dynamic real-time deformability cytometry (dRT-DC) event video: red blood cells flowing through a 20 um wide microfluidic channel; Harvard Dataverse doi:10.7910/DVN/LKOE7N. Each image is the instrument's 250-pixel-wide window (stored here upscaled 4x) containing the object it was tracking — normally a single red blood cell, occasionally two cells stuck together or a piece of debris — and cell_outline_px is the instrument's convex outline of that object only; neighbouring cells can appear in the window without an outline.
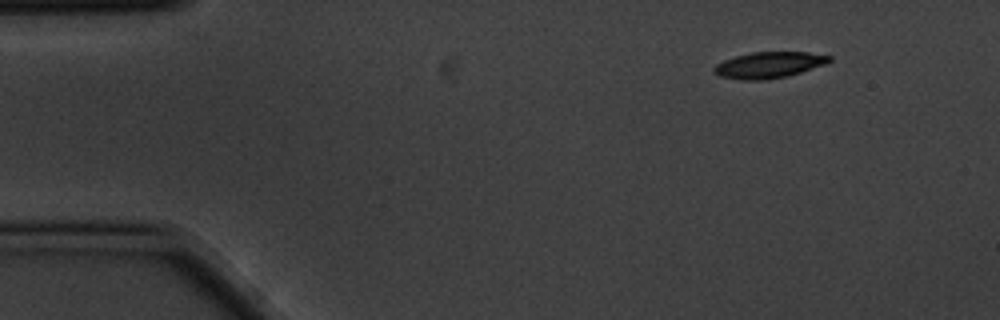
{"species": "common noctule bat (a hibernating species)", "species_latin": "Nyctalus noctula", "temperature_condition": "cold", "stored_images_in_passage": 5, "segment_of_instrument_passage": [2, 2], "camera_frame_rate_fps": 3000, "um_per_image_px": 0.085, "animal": {"sex": "male", "body_mass_g": 20.1, "forearm_length_mm": 53.5}, "frame": {"image": 1, "passage_image": 5, "time_ms": 1.333, "image_size_px": [1000, 320], "cell_outline_px": [[832, 60], [824, 64], [788, 76], [764, 80], [740, 80], [720, 76], [712, 72], [712, 68], [716, 64], [724, 60], [736, 56], [752, 52], [808, 52], [832, 56]], "centroid_in_image_um": [65.32, 5.52], "position_along_channel_um": 19.7, "area_um2": 17.57}}